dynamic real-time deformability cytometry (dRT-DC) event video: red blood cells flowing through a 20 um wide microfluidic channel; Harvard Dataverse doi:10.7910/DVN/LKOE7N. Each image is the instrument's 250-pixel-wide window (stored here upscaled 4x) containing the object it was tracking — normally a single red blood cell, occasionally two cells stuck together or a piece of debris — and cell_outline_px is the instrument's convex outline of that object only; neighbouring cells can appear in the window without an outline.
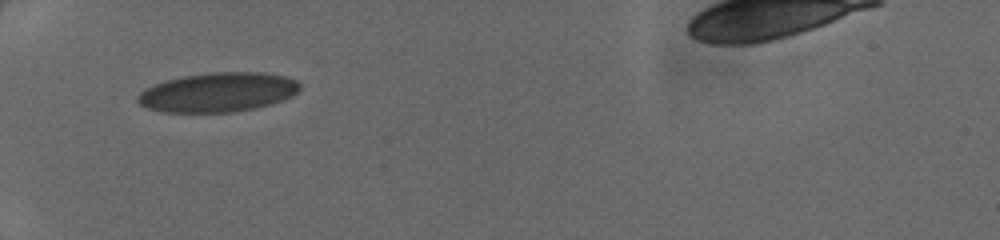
{"species": "human", "species_latin": "Homo sapiens", "temperature_condition": "cold", "stored_images_in_passage": 31, "camera_frame_rate_fps": 3000, "um_per_image_px": 0.085, "donor": {"sex": "female"}, "frame": {"image": 1, "passage_image": 1, "time_ms": 0.0, "image_size_px": [1000, 240], "cell_outline_px": [[300, 88], [292, 96], [284, 100], [272, 104], [232, 112], [160, 112], [148, 108], [140, 104], [136, 100], [136, 96], [144, 88], [164, 80], [180, 76], [212, 72], [264, 72], [288, 76], [296, 80], [300, 84]], "centroid_in_image_um": [18.51, 7.83], "position_along_channel_um": 66.5, "area_um2": 37.57}}
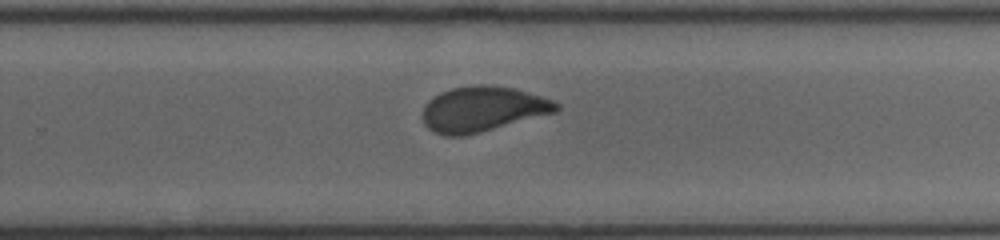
{"frame": {"image": 2, "passage_image": 17, "time_ms": 5.333, "image_size_px": [1000, 240], "cell_outline_px": [[560, 108], [556, 112], [480, 132], [460, 136], [444, 136], [428, 128], [424, 124], [424, 104], [428, 100], [440, 92], [452, 88], [472, 84], [488, 84], [512, 88], [528, 92], [552, 100], [560, 104]], "centroid_in_image_um": [41.02, 9.26], "position_along_channel_um": 288.8, "area_um2": 35.08}}
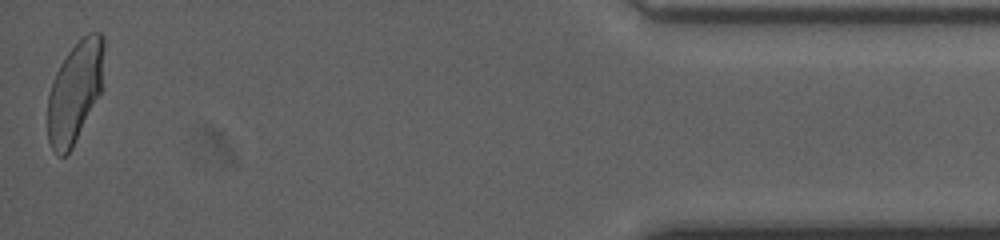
{"frame": {"image": 3, "passage_image": 31, "time_ms": 10.0, "image_size_px": [1000, 240], "cell_outline_px": [[104, 48], [100, 92], [72, 148], [64, 156], [60, 156], [52, 148], [48, 140], [48, 92], [52, 80], [60, 64], [68, 52], [88, 32], [100, 32], [104, 36]], "centroid_in_image_um": [6.35, 7.79], "position_along_channel_um": 428.8, "area_um2": 32.71}}